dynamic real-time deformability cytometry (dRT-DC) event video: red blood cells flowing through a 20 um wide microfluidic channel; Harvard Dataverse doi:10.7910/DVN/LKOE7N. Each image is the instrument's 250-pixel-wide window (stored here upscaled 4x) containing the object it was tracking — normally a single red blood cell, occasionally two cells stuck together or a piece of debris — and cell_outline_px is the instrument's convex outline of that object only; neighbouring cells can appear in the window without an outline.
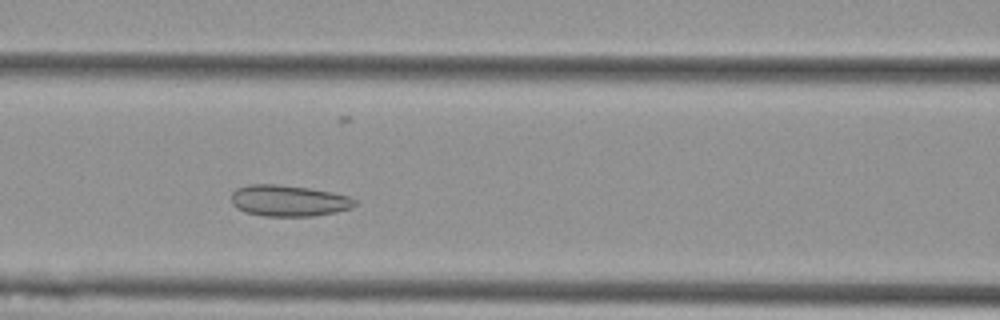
{"species": "Egyptian fruit bat (a non-hibernating species)", "species_latin": "Rousettus aegyptiacus", "temperature_condition": "cold", "stored_images_in_passage": 5, "segment_of_instrument_passage": [1, 2], "camera_frame_rate_fps": 3000, "um_per_image_px": 0.085, "animal": {"sex": "female"}, "frame": {"image": 1, "passage_image": 3, "time_ms": 0.667, "image_size_px": [1000, 320], "cell_outline_px": [[356, 204], [352, 208], [336, 212], [312, 216], [264, 216], [244, 212], [232, 204], [232, 192], [236, 188], [248, 184], [276, 184], [308, 188], [332, 192], [348, 196], [356, 200]], "centroid_in_image_um": [24.52, 17.06], "position_along_channel_um": 142.1, "area_um2": 22.54}}
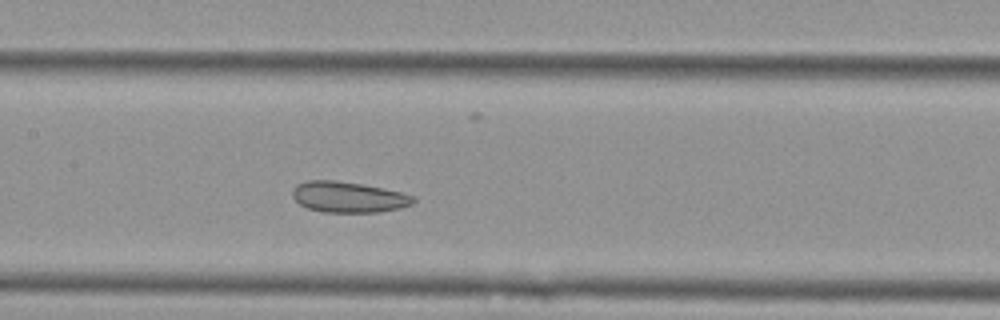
{"frame": {"image": 2, "passage_image": 4, "time_ms": 1.0, "image_size_px": [1000, 320], "cell_outline_px": [[416, 200], [412, 204], [400, 208], [380, 212], [320, 212], [308, 208], [300, 204], [292, 196], [292, 188], [296, 184], [308, 180], [336, 180], [364, 184], [384, 188], [416, 196]], "centroid_in_image_um": [29.62, 16.74], "position_along_channel_um": 177.8, "area_um2": 21.96}}